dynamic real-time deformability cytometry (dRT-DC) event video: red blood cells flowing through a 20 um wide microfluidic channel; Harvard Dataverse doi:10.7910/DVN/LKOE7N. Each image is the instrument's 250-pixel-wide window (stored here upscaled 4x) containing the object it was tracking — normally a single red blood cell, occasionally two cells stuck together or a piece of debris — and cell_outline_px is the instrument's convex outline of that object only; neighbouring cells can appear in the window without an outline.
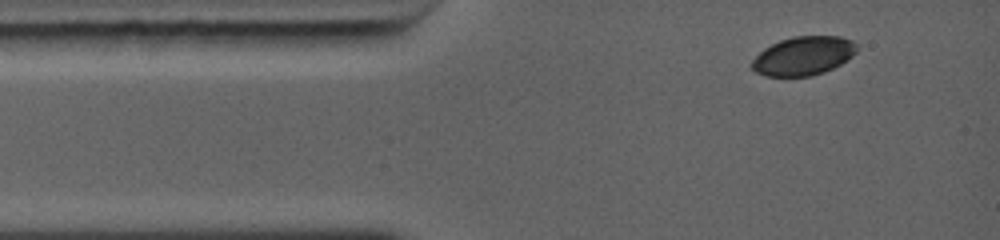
{"species": "common noctule bat (a hibernating species)", "species_latin": "Nyctalus noctula", "temperature_condition": "warm", "stored_images_in_passage": 26, "camera_frame_rate_fps": 5000, "um_per_image_px": 0.085, "animal": {"sex": "female", "body_mass_g": 19.0, "forearm_length_mm": 56.7}, "frame": {"image": 1, "passage_image": 1, "time_ms": 0.0, "image_size_px": [1000, 240], "cell_outline_px": [[860, 48], [852, 56], [840, 64], [824, 72], [812, 76], [764, 76], [756, 72], [748, 64], [764, 48], [780, 40], [792, 36], [840, 36], [852, 40]], "centroid_in_image_um": [68.28, 4.74], "position_along_channel_um": 16.7, "area_um2": 23.87}}
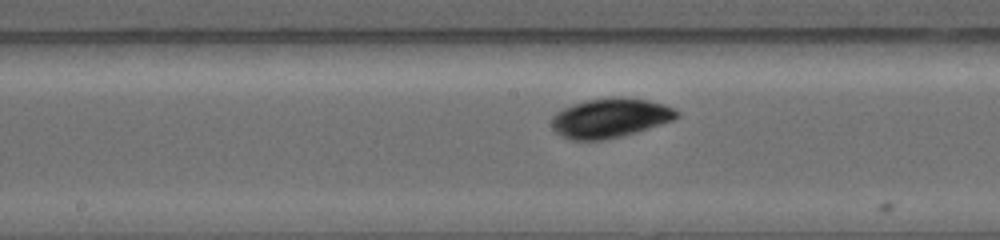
{"frame": {"image": 2, "passage_image": 12, "time_ms": 5.0, "image_size_px": [1000, 240], "cell_outline_px": [[680, 116], [672, 120], [636, 132], [620, 136], [600, 140], [572, 140], [556, 132], [552, 128], [552, 116], [556, 112], [572, 104], [584, 100], [616, 96], [648, 100], [664, 104], [676, 108], [680, 112]], "centroid_in_image_um": [51.87, 10.0], "position_along_channel_um": 196.3, "area_um2": 28.73}}
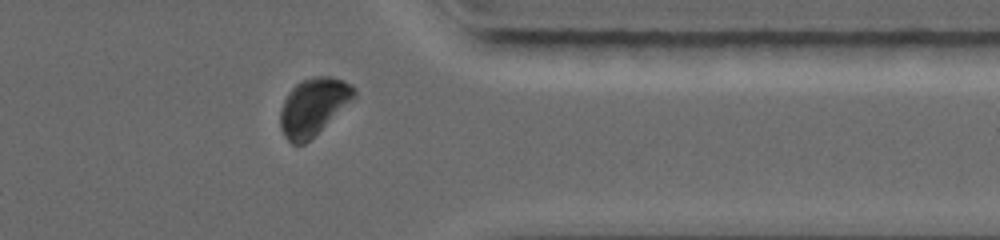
{"frame": {"image": 3, "passage_image": 22, "time_ms": 9.4, "image_size_px": [1000, 240], "cell_outline_px": [[356, 96], [304, 144], [292, 144], [288, 140], [280, 128], [280, 108], [288, 92], [300, 80], [312, 76], [328, 76], [344, 80], [352, 84], [356, 88]], "centroid_in_image_um": [26.62, 9.02], "position_along_channel_um": 384.8, "area_um2": 24.39}, "authors_computed_cell_mechanics": {"area_um2": 26.8481, "velocity_mm_per_s": 4.4041, "shape_relaxation_time_tau1_ms": 1.9194, "shape_relaxation_time_tau2_ms": null, "deformation_change_tau1": 0.0541, "deformation_change_tau2": null}}